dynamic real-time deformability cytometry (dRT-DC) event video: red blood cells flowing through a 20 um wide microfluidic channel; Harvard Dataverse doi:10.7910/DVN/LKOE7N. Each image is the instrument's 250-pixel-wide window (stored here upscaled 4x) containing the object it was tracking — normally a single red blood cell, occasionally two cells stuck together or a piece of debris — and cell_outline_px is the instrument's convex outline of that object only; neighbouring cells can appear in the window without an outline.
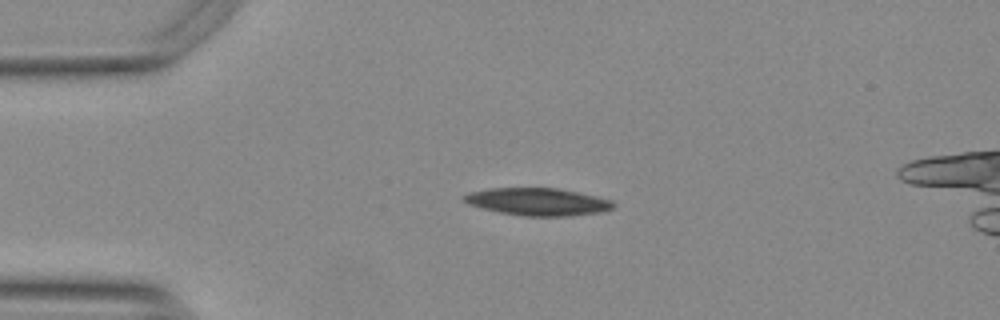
{"species": "Egyptian fruit bat (a non-hibernating species)", "species_latin": "Rousettus aegyptiacus", "temperature_condition": "warm", "stored_images_in_passage": 44, "camera_frame_rate_fps": 3000, "um_per_image_px": 0.085, "animal": {"sex": "female"}, "frame": {"image": 1, "passage_image": 1, "time_ms": 0.0, "image_size_px": [1000, 320], "cell_outline_px": [[616, 204], [612, 208], [600, 212], [568, 216], [524, 216], [500, 212], [480, 208], [468, 204], [460, 200], [460, 196], [468, 192], [492, 188], [556, 188], [596, 196], [612, 200]], "centroid_in_image_um": [45.64, 17.15], "position_along_channel_um": 39.4, "area_um2": 23.99}}
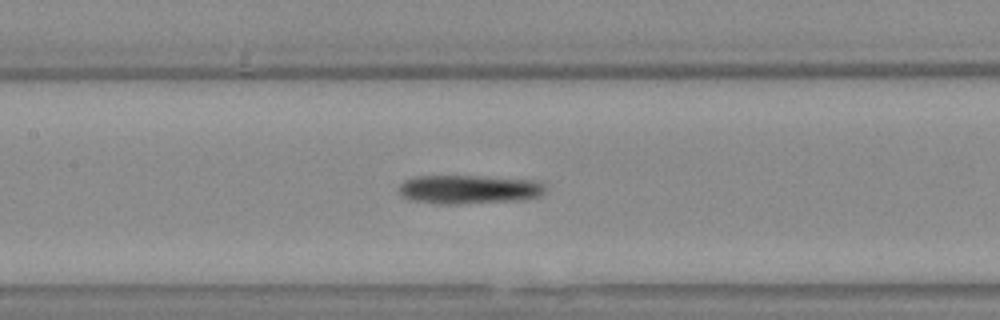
{"frame": {"image": 2, "passage_image": 14, "time_ms": 4.333, "image_size_px": [1000, 320], "cell_outline_px": [[544, 192], [540, 196], [520, 200], [456, 204], [440, 204], [408, 200], [400, 196], [400, 184], [404, 180], [416, 176], [476, 176], [540, 180], [544, 184]], "centroid_in_image_um": [39.85, 16.1], "position_along_channel_um": 167.6, "area_um2": 24.8}}
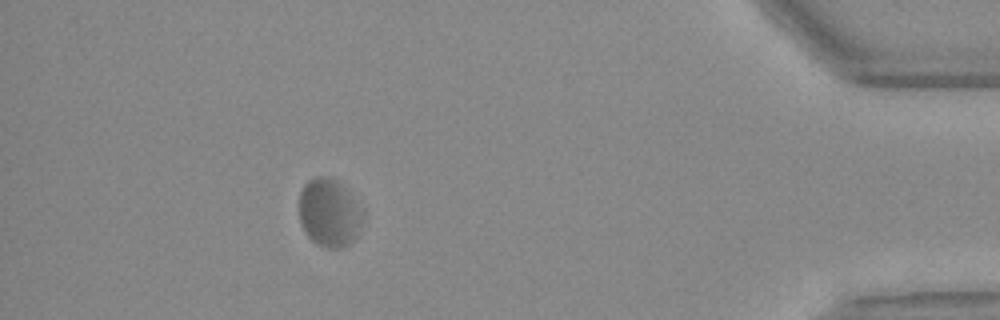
{"frame": {"image": 3, "passage_image": 38, "time_ms": 12.333, "image_size_px": [1000, 320], "cell_outline_px": [[364, 212], [356, 236], [348, 244], [340, 248], [328, 248], [316, 244], [308, 236], [300, 224], [300, 192], [304, 184], [308, 180], [316, 176], [324, 176], [336, 180], [344, 188]], "centroid_in_image_um": [27.95, 18.09], "position_along_channel_um": 407.2, "area_um2": 24.91}, "authors_computed_cell_mechanics": {"area_um2": 24.6228, "velocity_mm_per_s": 3.6645, "shape_relaxation_time_tau1_ms": null, "shape_relaxation_time_tau2_ms": 6.44, "deformation_change_tau1": null, "deformation_change_tau2": 0.1008}}